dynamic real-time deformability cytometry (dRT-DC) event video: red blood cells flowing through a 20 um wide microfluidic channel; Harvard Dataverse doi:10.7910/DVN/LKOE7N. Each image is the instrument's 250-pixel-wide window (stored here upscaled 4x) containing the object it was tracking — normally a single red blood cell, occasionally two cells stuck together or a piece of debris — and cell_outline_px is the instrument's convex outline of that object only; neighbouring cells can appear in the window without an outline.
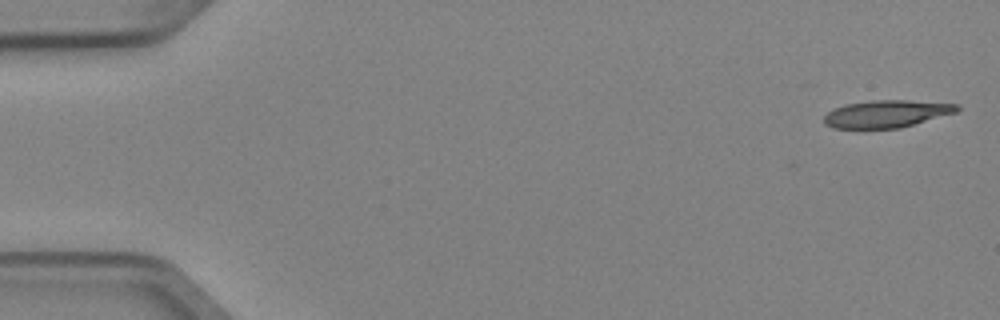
{"species": "Egyptian fruit bat (a non-hibernating species)", "species_latin": "Rousettus aegyptiacus", "temperature_condition": "cold", "stored_images_in_passage": 5, "camera_frame_rate_fps": 3000, "um_per_image_px": 0.085, "animal": {"sex": "female"}, "frame": {"image": 1, "passage_image": 1, "time_ms": 0.0, "image_size_px": [1000, 320], "cell_outline_px": [[960, 108], [956, 112], [900, 128], [832, 128], [824, 124], [824, 116], [832, 108], [844, 104], [872, 100], [908, 100], [960, 104]], "centroid_in_image_um": [75.33, 9.66], "position_along_channel_um": 9.7, "area_um2": 21.27}}
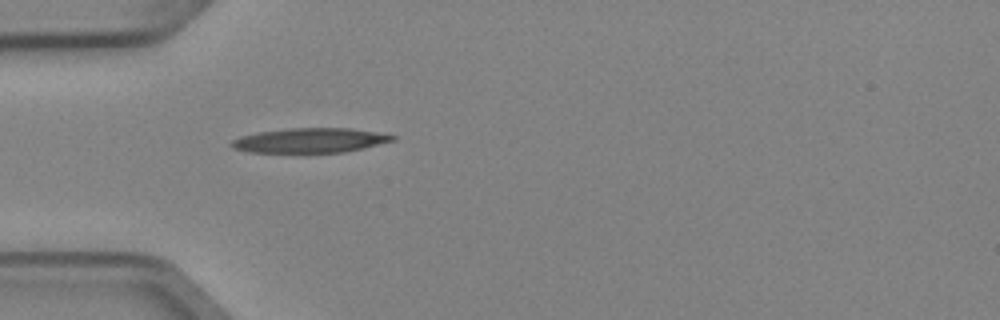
{"frame": {"image": 2, "passage_image": 5, "time_ms": 1.333, "image_size_px": [1000, 320], "cell_outline_px": [[396, 140], [364, 148], [344, 152], [304, 156], [248, 152], [232, 148], [232, 140], [240, 136], [260, 132], [292, 128], [352, 128], [376, 132], [396, 136]], "centroid_in_image_um": [26.33, 11.99], "position_along_channel_um": 58.7, "area_um2": 24.33}}